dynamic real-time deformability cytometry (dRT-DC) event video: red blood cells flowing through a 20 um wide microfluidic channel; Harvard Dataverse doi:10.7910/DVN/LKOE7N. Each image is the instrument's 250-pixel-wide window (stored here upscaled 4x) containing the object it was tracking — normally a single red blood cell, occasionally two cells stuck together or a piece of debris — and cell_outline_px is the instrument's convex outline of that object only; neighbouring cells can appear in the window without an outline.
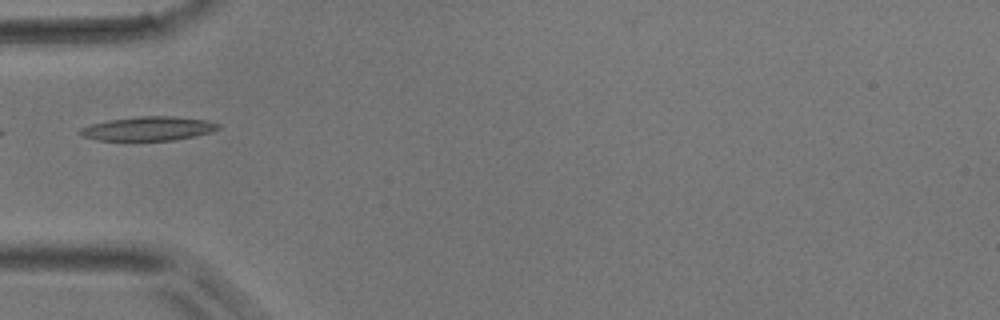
{"species": "common noctule bat (a hibernating species)", "species_latin": "Nyctalus noctula", "temperature_condition": "room temperature", "stored_images_in_passage": 11, "camera_frame_rate_fps": 3000, "um_per_image_px": 0.085, "animal": {"sex": "male", "body_mass_g": 17.9}, "frame": {"image": 1, "passage_image": 1, "time_ms": 0.0, "image_size_px": [1000, 320], "cell_outline_px": [[220, 128], [212, 132], [172, 140], [96, 140], [84, 136], [76, 132], [80, 128], [92, 124], [108, 120], [140, 116], [172, 116], [208, 120], [220, 124]], "centroid_in_image_um": [12.61, 10.92], "position_along_channel_um": 72.4, "area_um2": 19.25}}